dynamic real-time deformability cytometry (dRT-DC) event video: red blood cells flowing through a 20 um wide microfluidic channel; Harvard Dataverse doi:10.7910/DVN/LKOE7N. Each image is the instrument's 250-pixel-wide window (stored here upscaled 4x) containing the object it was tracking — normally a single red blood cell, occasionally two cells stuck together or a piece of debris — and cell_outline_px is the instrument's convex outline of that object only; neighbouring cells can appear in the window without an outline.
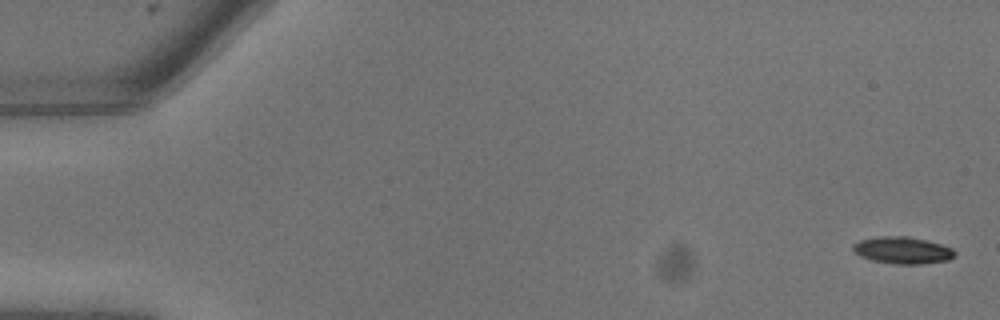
{"species": "common noctule bat (a hibernating species)", "species_latin": "Nyctalus noctula", "temperature_condition": "warm", "stored_images_in_passage": 9, "camera_frame_rate_fps": 3000, "um_per_image_px": 0.085, "animal": {"sex": "male", "body_mass_g": 13.3}, "frame": {"image": 1, "passage_image": 1, "time_ms": 0.0, "image_size_px": [1000, 320], "cell_outline_px": [[956, 256], [948, 260], [920, 264], [892, 264], [872, 260], [860, 256], [852, 248], [852, 244], [860, 240], [876, 236], [908, 236], [928, 240], [952, 248], [956, 252]], "centroid_in_image_um": [76.72, 21.27], "position_along_channel_um": 8.3, "area_um2": 16.13}}
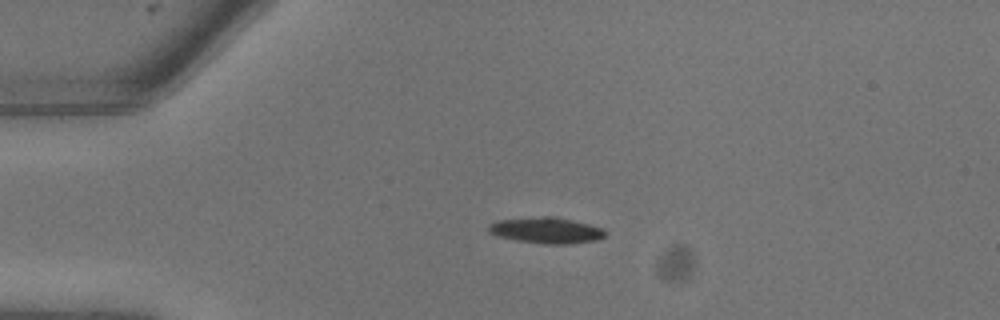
{"frame": {"image": 2, "passage_image": 6, "time_ms": 1.667, "image_size_px": [1000, 320], "cell_outline_px": [[608, 232], [604, 236], [596, 240], [572, 244], [544, 244], [516, 240], [496, 236], [488, 232], [488, 224], [500, 220], [544, 216], [552, 216], [588, 224], [600, 228]], "centroid_in_image_um": [46.41, 19.59], "position_along_channel_um": 38.6, "area_um2": 17.57}}